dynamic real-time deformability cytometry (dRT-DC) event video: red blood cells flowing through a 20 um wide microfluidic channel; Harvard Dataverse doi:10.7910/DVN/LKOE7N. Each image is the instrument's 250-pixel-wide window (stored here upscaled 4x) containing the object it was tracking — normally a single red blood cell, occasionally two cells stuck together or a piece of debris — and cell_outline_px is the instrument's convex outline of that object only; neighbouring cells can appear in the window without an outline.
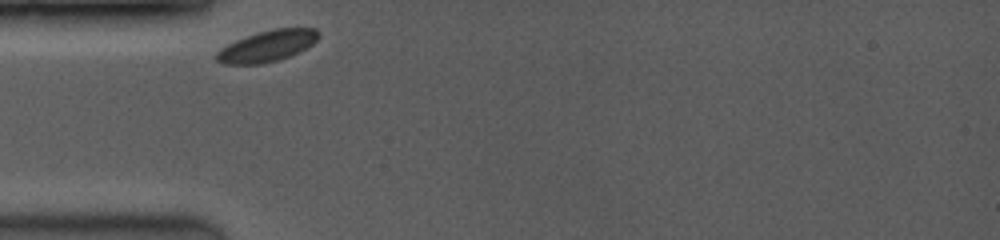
{"species": "common noctule bat (a hibernating species)", "species_latin": "Nyctalus noctula", "temperature_condition": "room temperature", "stored_images_in_passage": 33, "camera_frame_rate_fps": 3500, "um_per_image_px": 0.085, "animal": {"sex": "female", "body_mass_g": 19.0, "forearm_length_mm": 53.3}, "frame": {"image": 1, "passage_image": 1, "time_ms": 0.0, "image_size_px": [1000, 240], "cell_outline_px": [[320, 36], [312, 44], [288, 56], [276, 60], [260, 64], [224, 64], [216, 60], [216, 52], [220, 48], [236, 40], [260, 32], [276, 28], [316, 28], [320, 32]], "centroid_in_image_um": [22.71, 3.91], "position_along_channel_um": 62.3, "area_um2": 18.21}}
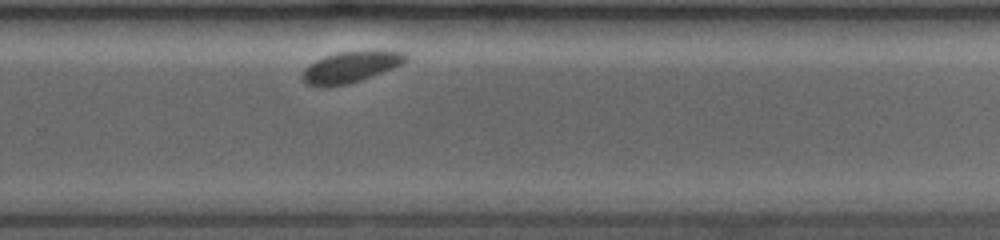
{"frame": {"image": 2, "passage_image": 24, "time_ms": 6.571, "image_size_px": [1000, 240], "cell_outline_px": [[408, 56], [400, 64], [392, 68], [372, 76], [348, 84], [308, 84], [300, 80], [300, 76], [304, 68], [308, 64], [324, 56], [336, 52], [376, 48], [380, 48], [404, 52]], "centroid_in_image_um": [29.83, 5.61], "position_along_channel_um": 300.0, "area_um2": 18.9}}
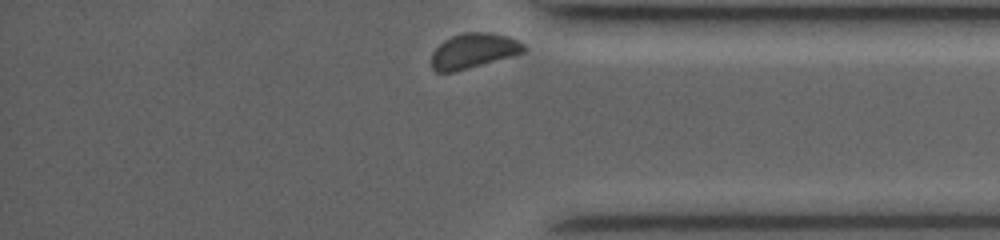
{"frame": {"image": 3, "passage_image": 33, "time_ms": 9.143, "image_size_px": [1000, 240], "cell_outline_px": [[528, 48], [524, 52], [452, 72], [436, 72], [432, 68], [432, 52], [444, 40], [452, 36], [464, 32], [492, 32], [508, 36], [524, 44]], "centroid_in_image_um": [40.24, 4.29], "position_along_channel_um": 395.0, "area_um2": 18.55}, "authors_computed_cell_mechanics": {"area_um2": 19.0162, "velocity_mm_per_s": 3.6539, "shape_relaxation_time_tau1_ms": 0.1317, "shape_relaxation_time_tau2_ms": null, "deformation_change_tau1": 0.0294, "deformation_change_tau2": null}}